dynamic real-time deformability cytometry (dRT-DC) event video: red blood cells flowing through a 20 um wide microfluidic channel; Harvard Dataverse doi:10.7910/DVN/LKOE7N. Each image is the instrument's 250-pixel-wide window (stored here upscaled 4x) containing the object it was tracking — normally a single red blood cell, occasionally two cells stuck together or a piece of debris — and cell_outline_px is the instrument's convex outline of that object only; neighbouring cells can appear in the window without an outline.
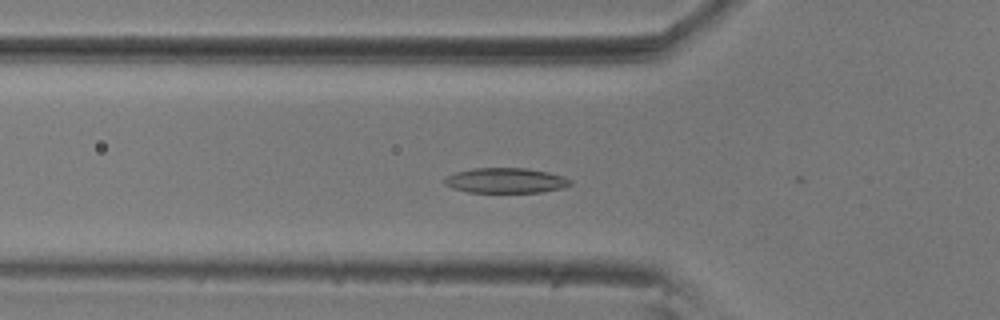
{"species": "common noctule bat (a hibernating species)", "species_latin": "Nyctalus noctula", "temperature_condition": "room temperature", "stored_images_in_passage": 36, "camera_frame_rate_fps": 3000, "um_per_image_px": 0.085, "animal": {"sex": "male", "body_mass_g": 20.5, "forearm_length_mm": 52.5}, "frame": {"image": 1, "passage_image": 18, "time_ms": 5.667, "image_size_px": [1000, 320], "cell_outline_px": [[572, 184], [564, 188], [540, 192], [468, 192], [452, 188], [444, 184], [444, 180], [448, 176], [456, 172], [472, 168], [528, 168], [548, 172], [564, 176], [572, 180]], "centroid_in_image_um": [43.02, 15.34], "position_along_channel_um": 82.8, "area_um2": 18.5}}
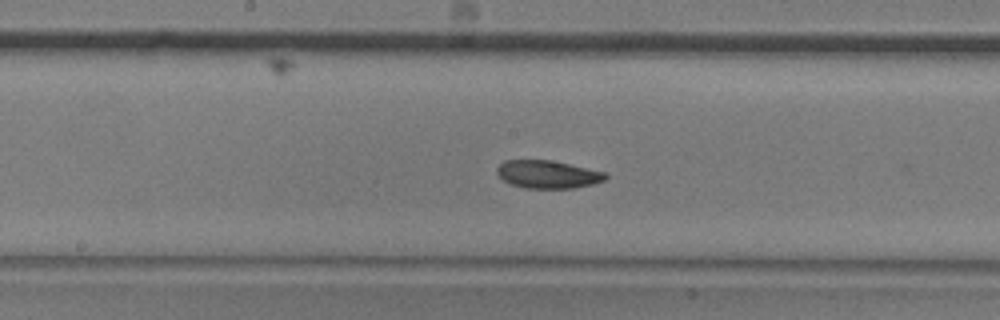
{"frame": {"image": 2, "passage_image": 28, "time_ms": 9.0, "image_size_px": [1000, 320], "cell_outline_px": [[608, 176], [604, 180], [592, 184], [572, 188], [524, 188], [512, 184], [504, 180], [496, 172], [496, 168], [504, 160], [548, 160], [568, 164], [604, 172]], "centroid_in_image_um": [46.52, 14.82], "position_along_channel_um": 201.7, "area_um2": 17.34}}
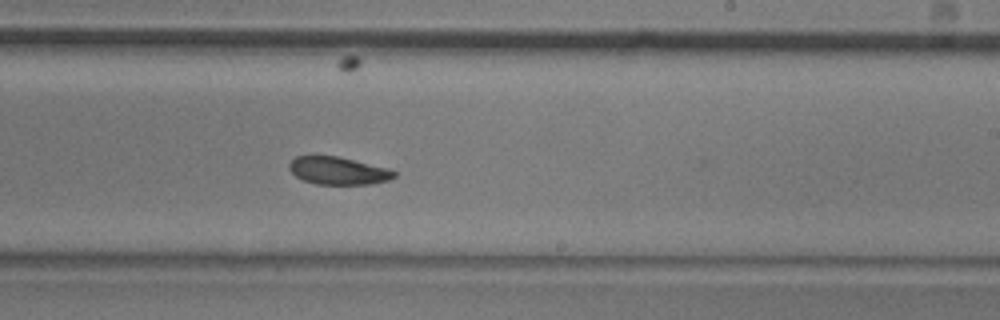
{"frame": {"image": 3, "passage_image": 33, "time_ms": 10.667, "image_size_px": [1000, 320], "cell_outline_px": [[396, 176], [388, 180], [372, 184], [316, 184], [304, 180], [296, 176], [288, 168], [288, 164], [296, 156], [336, 156], [388, 168], [396, 172]], "centroid_in_image_um": [28.74, 14.51], "position_along_channel_um": 260.3, "area_um2": 16.76}}